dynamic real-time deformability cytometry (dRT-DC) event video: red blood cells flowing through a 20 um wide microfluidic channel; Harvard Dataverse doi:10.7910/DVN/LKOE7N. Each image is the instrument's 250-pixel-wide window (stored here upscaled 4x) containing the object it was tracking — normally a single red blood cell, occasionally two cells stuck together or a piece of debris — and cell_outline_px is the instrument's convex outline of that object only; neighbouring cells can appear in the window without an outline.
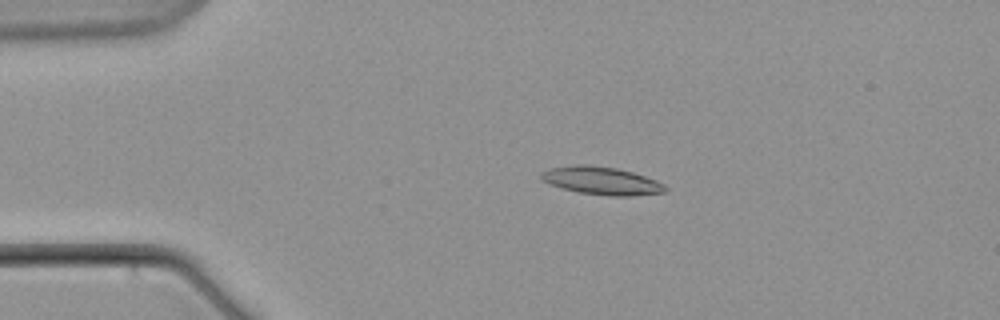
{"species": "common noctule bat (a hibernating species)", "species_latin": "Nyctalus noctula", "temperature_condition": "warm", "stored_images_in_passage": 6, "camera_frame_rate_fps": 3000, "um_per_image_px": 0.085, "animal": {"sex": "male", "body_mass_g": 21.5, "forearm_length_mm": 52.0}, "frame": {"image": 1, "passage_image": 3, "time_ms": 2.333, "image_size_px": [1000, 320], "cell_outline_px": [[668, 188], [664, 192], [632, 196], [612, 196], [576, 192], [560, 188], [540, 180], [540, 172], [548, 168], [576, 164], [588, 164], [616, 168], [632, 172], [656, 180], [664, 184]], "centroid_in_image_um": [51.07, 15.36], "position_along_channel_um": 33.9, "area_um2": 20.4}}
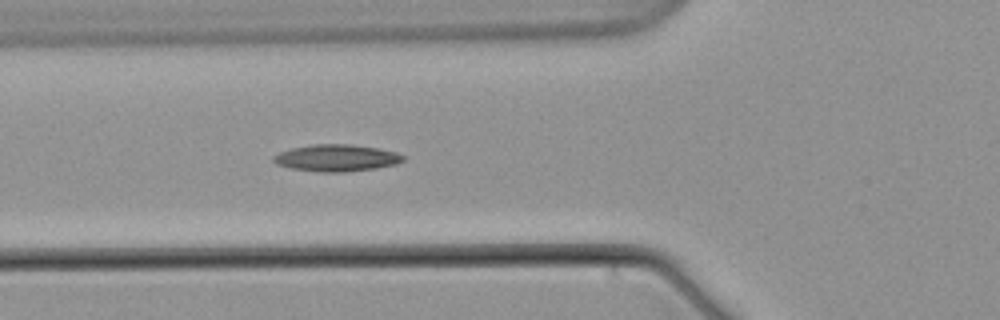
{"frame": {"image": 2, "passage_image": 6, "time_ms": 6.0, "image_size_px": [1000, 320], "cell_outline_px": [[404, 160], [396, 164], [376, 168], [344, 172], [320, 172], [292, 168], [276, 164], [272, 160], [272, 156], [280, 152], [292, 148], [312, 144], [348, 144], [376, 148], [396, 152], [404, 156]], "centroid_in_image_um": [28.58, 13.42], "position_along_channel_um": 97.2, "area_um2": 20.17}}